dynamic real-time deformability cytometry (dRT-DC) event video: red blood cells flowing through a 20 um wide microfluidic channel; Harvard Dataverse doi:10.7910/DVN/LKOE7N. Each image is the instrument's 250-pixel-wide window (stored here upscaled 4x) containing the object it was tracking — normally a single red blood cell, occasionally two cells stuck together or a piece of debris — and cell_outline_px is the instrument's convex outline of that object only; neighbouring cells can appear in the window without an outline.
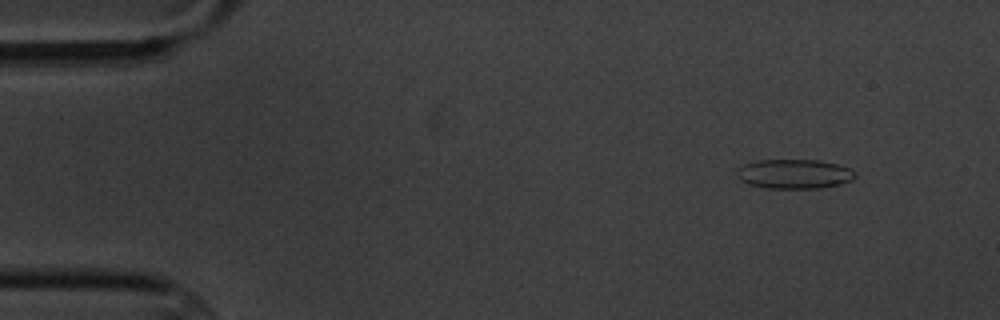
{"species": "common noctule bat (a hibernating species)", "species_latin": "Nyctalus noctula", "temperature_condition": "cold", "stored_images_in_passage": 5, "camera_frame_rate_fps": 3000, "um_per_image_px": 0.085, "animal": {"sex": "male", "body_mass_g": 20.1, "forearm_length_mm": 53.5}, "frame": {"image": 1, "passage_image": 2, "time_ms": 1.333, "image_size_px": [1000, 320], "cell_outline_px": [[856, 176], [852, 180], [840, 184], [820, 188], [764, 188], [748, 184], [740, 180], [736, 176], [736, 168], [744, 164], [756, 160], [820, 160], [840, 164], [856, 172]], "centroid_in_image_um": [67.49, 14.78], "position_along_channel_um": 17.5, "area_um2": 20.58}}
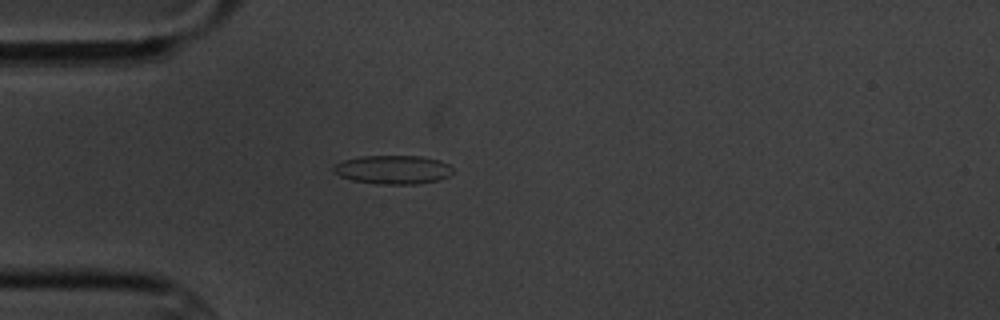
{"frame": {"image": 2, "passage_image": 5, "time_ms": 4.667, "image_size_px": [1000, 320], "cell_outline_px": [[452, 172], [448, 176], [436, 180], [416, 184], [376, 184], [352, 180], [340, 176], [332, 172], [332, 168], [336, 164], [344, 160], [360, 156], [420, 156], [440, 160], [448, 164], [452, 168]], "centroid_in_image_um": [33.37, 14.42], "position_along_channel_um": 51.6, "area_um2": 19.94}}